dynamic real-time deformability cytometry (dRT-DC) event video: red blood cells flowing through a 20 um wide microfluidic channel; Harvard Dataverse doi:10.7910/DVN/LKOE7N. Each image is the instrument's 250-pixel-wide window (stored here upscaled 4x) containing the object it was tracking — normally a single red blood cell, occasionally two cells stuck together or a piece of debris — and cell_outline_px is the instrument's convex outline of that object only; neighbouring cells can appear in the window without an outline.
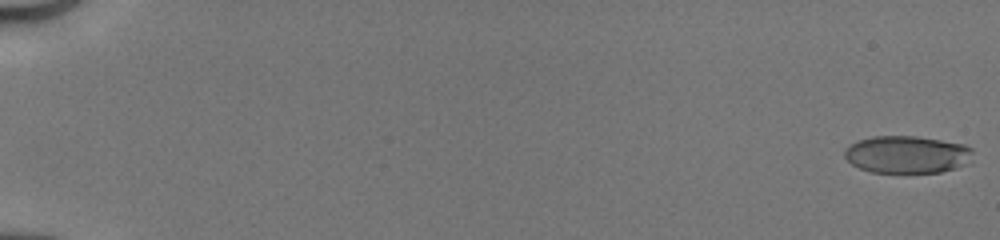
{"species": "human", "species_latin": "Homo sapiens", "temperature_condition": "cold", "stored_images_in_passage": 44, "camera_frame_rate_fps": 3000, "um_per_image_px": 0.085, "donor": {"sex": "male"}, "frame": {"image": 1, "passage_image": 1, "time_ms": 0.0, "image_size_px": [1000, 240], "cell_outline_px": [[972, 152], [964, 164], [956, 168], [940, 172], [872, 172], [860, 168], [852, 164], [844, 156], [844, 148], [848, 144], [856, 140], [872, 136], [916, 136], [964, 144], [972, 148]], "centroid_in_image_um": [77.02, 13.11], "position_along_channel_um": 8.0, "area_um2": 27.86}}
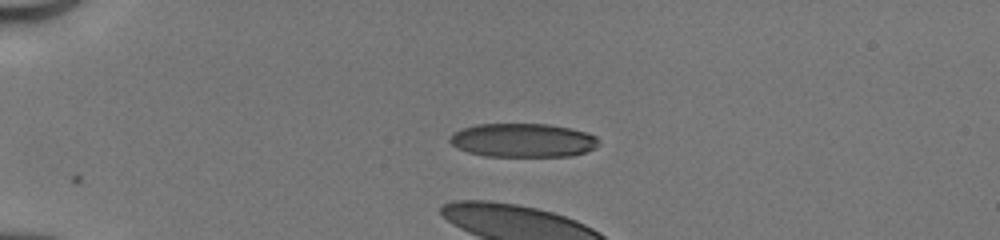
{"frame": {"image": 2, "passage_image": 14, "time_ms": 4.333, "image_size_px": [1000, 240], "cell_outline_px": [[600, 144], [596, 148], [572, 156], [484, 156], [468, 152], [456, 148], [448, 140], [448, 136], [452, 132], [460, 128], [476, 124], [548, 124], [572, 128], [588, 132], [596, 136], [600, 140]], "centroid_in_image_um": [44.44, 11.92], "position_along_channel_um": 40.6, "area_um2": 29.82}}